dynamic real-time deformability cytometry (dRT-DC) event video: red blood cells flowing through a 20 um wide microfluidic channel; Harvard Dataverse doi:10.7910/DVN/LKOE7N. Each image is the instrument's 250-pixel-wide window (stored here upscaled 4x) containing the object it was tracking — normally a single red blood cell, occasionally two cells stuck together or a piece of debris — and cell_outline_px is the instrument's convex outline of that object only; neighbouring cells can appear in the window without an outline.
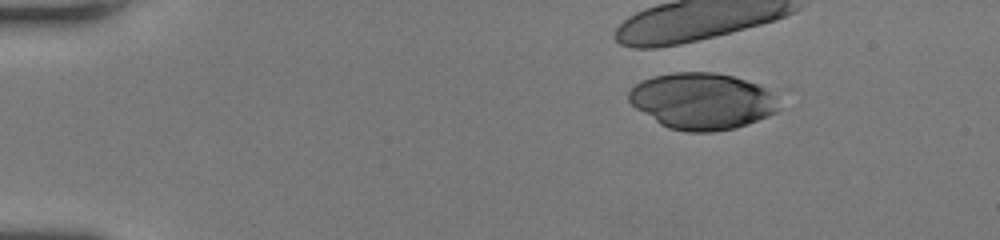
{"species": "human", "species_latin": "Homo sapiens", "temperature_condition": "room temperature", "stored_images_in_passage": 37, "camera_frame_rate_fps": 3000, "um_per_image_px": 0.085, "donor": {"sex": "female"}, "frame": {"image": 1, "passage_image": 1, "time_ms": 0.0, "image_size_px": [1000, 240], "cell_outline_px": [[792, 88], [780, 108], [776, 112], [768, 116], [748, 124], [736, 128], [712, 132], [688, 132], [668, 128], [660, 124], [636, 108], [628, 100], [628, 92], [640, 80], [652, 76], [672, 72], [712, 72]], "centroid_in_image_um": [59.98, 8.55], "position_along_channel_um": 25.0, "area_um2": 52.19}}
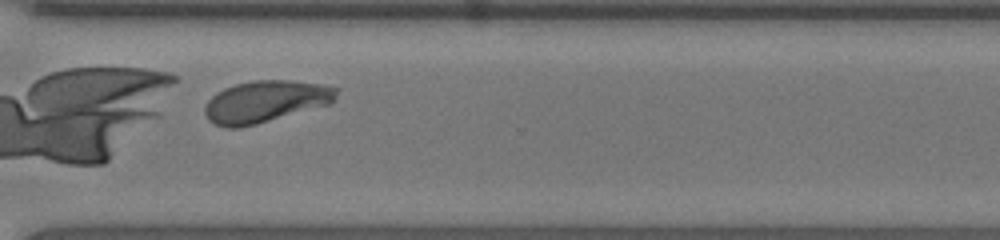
{"frame": {"image": 2, "passage_image": 32, "time_ms": 10.333, "image_size_px": [1000, 240], "cell_outline_px": [[340, 88], [332, 104], [256, 124], [240, 128], [228, 128], [216, 124], [208, 120], [204, 112], [204, 108], [208, 100], [216, 92], [224, 88], [236, 84], [252, 80], [288, 80], [324, 84]], "centroid_in_image_um": [22.59, 8.62], "position_along_channel_um": 348.0, "area_um2": 32.37}}
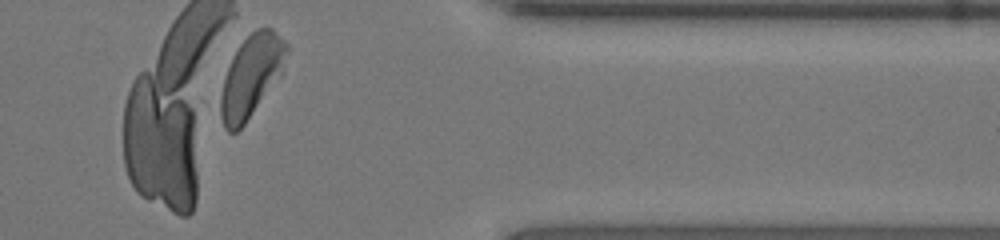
{"frame": {"image": 3, "passage_image": 36, "time_ms": 11.667, "image_size_px": [1000, 240], "cell_outline_px": [[288, 52], [280, 72], [244, 124], [236, 132], [228, 132], [224, 128], [220, 116], [220, 96], [224, 80], [228, 68], [240, 44], [256, 28], [264, 24], [272, 28], [288, 44]], "centroid_in_image_um": [21.33, 6.42], "position_along_channel_um": 390.1, "area_um2": 30.52}}